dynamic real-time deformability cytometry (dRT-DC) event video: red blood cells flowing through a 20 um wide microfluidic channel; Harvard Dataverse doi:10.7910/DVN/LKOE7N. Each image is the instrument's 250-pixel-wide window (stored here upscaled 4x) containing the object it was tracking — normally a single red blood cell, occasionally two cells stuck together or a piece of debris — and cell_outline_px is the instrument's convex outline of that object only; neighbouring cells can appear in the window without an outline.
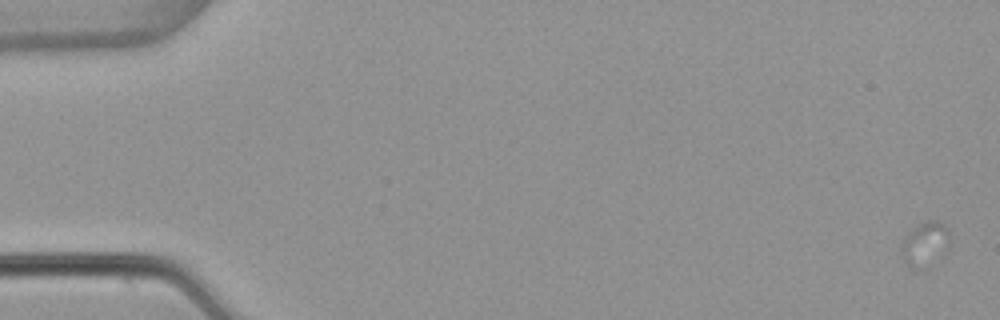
{"species": "common noctule bat (a hibernating species)", "species_latin": "Nyctalus noctula", "temperature_condition": "warm", "stored_images_in_passage": 2, "camera_frame_rate_fps": 3000, "um_per_image_px": 0.085, "animal": {"sex": "female", "body_mass_g": 22.7, "forearm_length_mm": 54.2}, "frame": {"image": 1, "passage_image": 1, "time_ms": 0.0, "image_size_px": [1000, 320], "cell_outline_px": [[948, 248], [944, 256], [912, 268], [900, 256], [900, 248], [904, 236], [912, 228], [924, 220], [936, 220], [944, 224], [948, 228]], "centroid_in_image_um": [78.61, 20.66], "position_along_channel_um": 6.4, "area_um2": 12.31}}